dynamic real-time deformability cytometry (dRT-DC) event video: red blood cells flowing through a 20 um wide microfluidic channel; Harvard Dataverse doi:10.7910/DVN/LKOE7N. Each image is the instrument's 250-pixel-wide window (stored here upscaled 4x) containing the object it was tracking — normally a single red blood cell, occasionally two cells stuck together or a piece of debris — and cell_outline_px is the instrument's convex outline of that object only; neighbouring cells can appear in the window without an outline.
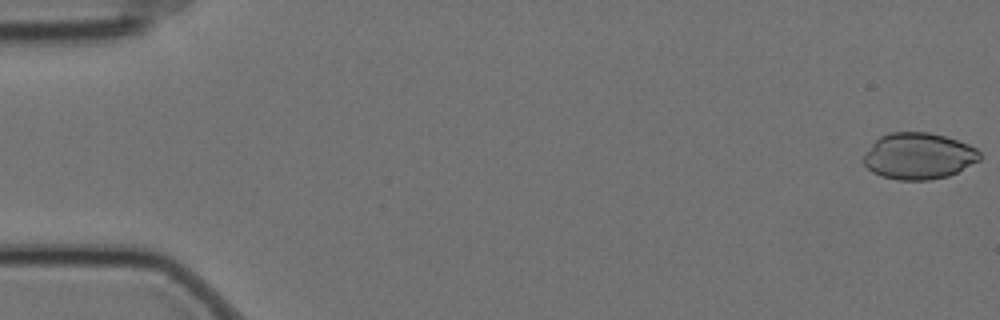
{"species": "Egyptian fruit bat (a non-hibernating species)", "species_latin": "Rousettus aegyptiacus", "temperature_condition": "cold", "stored_images_in_passage": 14, "camera_frame_rate_fps": 3000, "um_per_image_px": 0.085, "animal": {"sex": "female"}, "frame": {"image": 1, "passage_image": 1, "time_ms": 0.0, "image_size_px": [1000, 320], "cell_outline_px": [[980, 160], [948, 176], [928, 180], [900, 180], [880, 176], [872, 172], [864, 164], [864, 152], [880, 136], [888, 132], [928, 132], [944, 136], [968, 144], [976, 148], [980, 152]], "centroid_in_image_um": [78.06, 13.26], "position_along_channel_um": 6.9, "area_um2": 31.39}}